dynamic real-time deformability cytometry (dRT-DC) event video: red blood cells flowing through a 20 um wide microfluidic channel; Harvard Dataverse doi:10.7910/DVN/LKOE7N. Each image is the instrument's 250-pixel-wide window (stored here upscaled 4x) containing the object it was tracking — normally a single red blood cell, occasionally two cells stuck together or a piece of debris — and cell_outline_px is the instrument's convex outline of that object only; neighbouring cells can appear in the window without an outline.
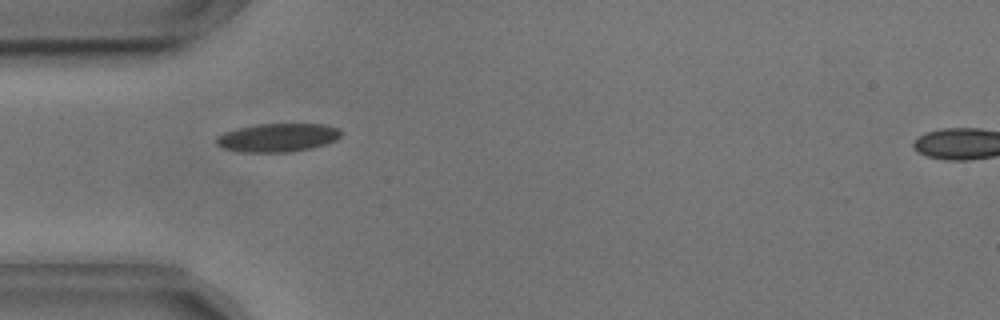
{"species": "common noctule bat (a hibernating species)", "species_latin": "Nyctalus noctula", "temperature_condition": "cold", "stored_images_in_passage": 40, "camera_frame_rate_fps": 3000, "um_per_image_px": 0.085, "animal": {"sex": "male", "body_mass_g": 17.9, "forearm_length_mm": 54.2}, "frame": {"image": 1, "passage_image": 1, "time_ms": 0.0, "image_size_px": [1000, 320], "cell_outline_px": [[344, 132], [336, 140], [312, 148], [288, 152], [240, 152], [224, 148], [216, 144], [216, 136], [224, 132], [236, 128], [256, 124], [324, 124], [340, 128]], "centroid_in_image_um": [23.61, 11.69], "position_along_channel_um": 61.4, "area_um2": 20.87}}
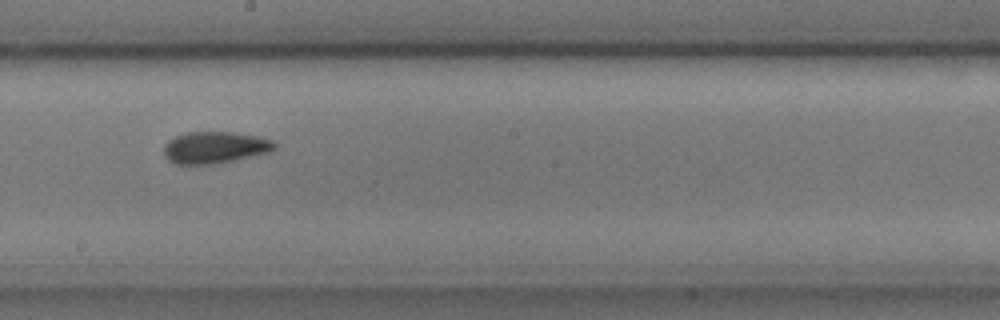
{"frame": {"image": 2, "passage_image": 15, "time_ms": 4.667, "image_size_px": [1000, 320], "cell_outline_px": [[276, 148], [268, 152], [216, 164], [176, 164], [168, 160], [164, 156], [164, 144], [168, 140], [184, 132], [232, 132], [256, 136], [272, 140], [276, 144]], "centroid_in_image_um": [18.22, 12.53], "position_along_channel_um": 230.0, "area_um2": 20.46}}
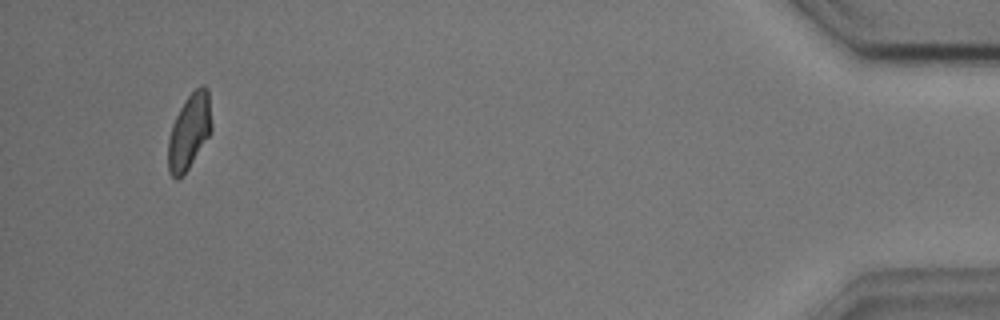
{"frame": {"image": 3, "passage_image": 37, "time_ms": 12.0, "image_size_px": [1000, 320], "cell_outline_px": [[212, 132], [188, 168], [176, 180], [168, 172], [168, 140], [172, 124], [184, 100], [200, 84], [204, 84], [208, 88], [212, 124]], "centroid_in_image_um": [16.1, 11.14], "position_along_channel_um": 419.1, "area_um2": 19.13}, "authors_computed_cell_mechanics": {"area_um2": 20.0277, "velocity_mm_per_s": 3.626, "shape_relaxation_time_tau1_ms": 6.5568, "shape_relaxation_time_tau2_ms": 1.8589, "deformation_change_tau1": 0.1309, "deformation_change_tau2": 0.0796}}